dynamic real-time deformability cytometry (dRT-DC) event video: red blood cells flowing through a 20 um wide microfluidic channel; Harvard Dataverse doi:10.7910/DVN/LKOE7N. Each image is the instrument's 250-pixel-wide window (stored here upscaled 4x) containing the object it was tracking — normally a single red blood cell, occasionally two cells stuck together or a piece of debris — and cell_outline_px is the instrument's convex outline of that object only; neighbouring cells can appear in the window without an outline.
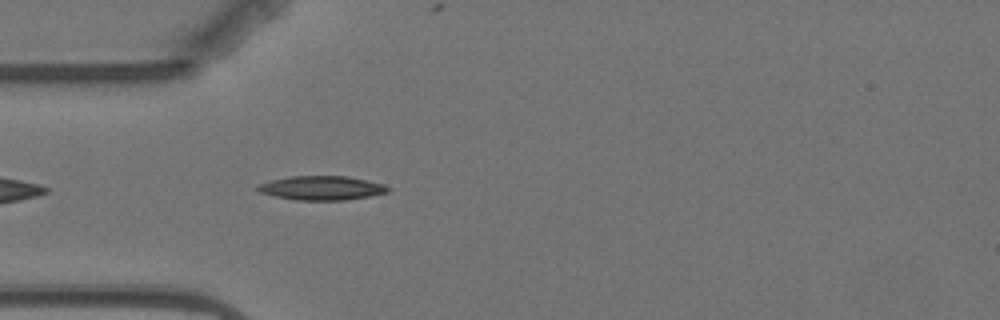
{"species": "Egyptian fruit bat (a non-hibernating species)", "species_latin": "Rousettus aegyptiacus", "temperature_condition": "warm", "stored_images_in_passage": 2, "camera_frame_rate_fps": 3000, "um_per_image_px": 0.085, "animal": {"sex": "female"}, "frame": {"image": 1, "passage_image": 2, "time_ms": 1.333, "image_size_px": [1000, 320], "cell_outline_px": [[392, 188], [388, 192], [372, 196], [344, 200], [296, 200], [272, 196], [260, 192], [256, 188], [260, 184], [272, 180], [288, 176], [348, 176], [384, 184]], "centroid_in_image_um": [27.37, 15.98], "position_along_channel_um": 57.6, "area_um2": 18.38}}